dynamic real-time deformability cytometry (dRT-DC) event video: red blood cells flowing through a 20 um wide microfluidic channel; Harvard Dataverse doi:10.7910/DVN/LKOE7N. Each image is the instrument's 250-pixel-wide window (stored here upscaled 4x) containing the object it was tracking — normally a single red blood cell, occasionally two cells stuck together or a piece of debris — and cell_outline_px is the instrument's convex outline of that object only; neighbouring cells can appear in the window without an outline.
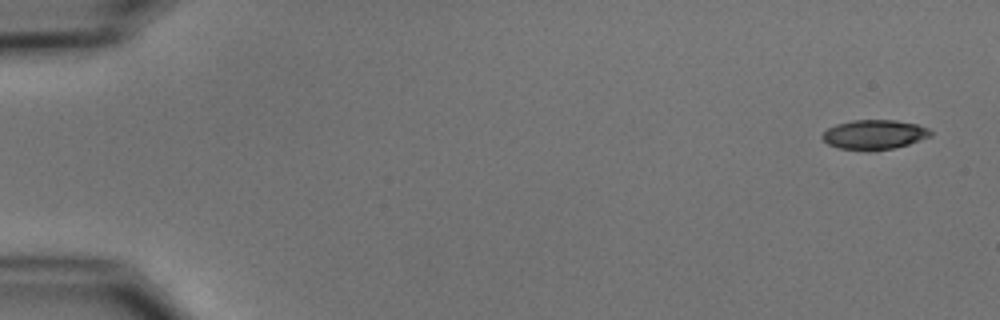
{"species": "common noctule bat (a hibernating species)", "species_latin": "Nyctalus noctula", "temperature_condition": "cold", "stored_images_in_passage": 53, "camera_frame_rate_fps": 3000, "um_per_image_px": 0.085, "animal": {"sex": "male", "body_mass_g": 15.6}, "frame": {"image": 1, "passage_image": 1, "time_ms": 0.0, "image_size_px": [1000, 320], "cell_outline_px": [[932, 136], [908, 144], [892, 148], [868, 152], [840, 148], [828, 144], [820, 136], [828, 128], [836, 124], [852, 120], [896, 120], [916, 124], [928, 128], [932, 132]], "centroid_in_image_um": [74.3, 11.45], "position_along_channel_um": 10.7, "area_um2": 18.79}}
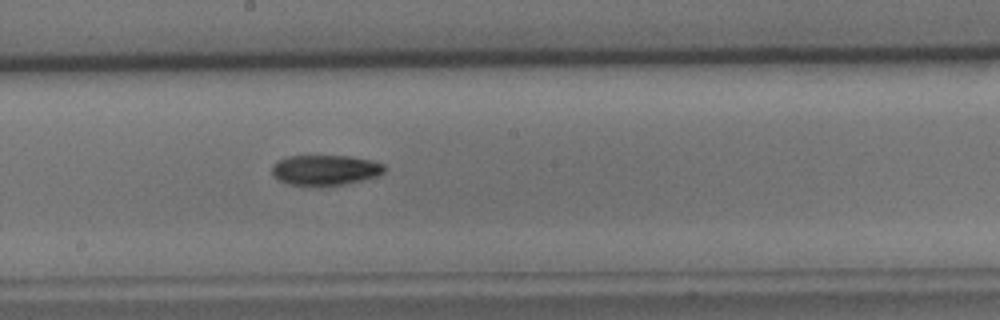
{"frame": {"image": 2, "passage_image": 29, "time_ms": 9.333, "image_size_px": [1000, 320], "cell_outline_px": [[388, 168], [380, 176], [344, 184], [320, 188], [288, 184], [272, 176], [272, 168], [280, 160], [288, 156], [348, 156], [372, 160], [384, 164]], "centroid_in_image_um": [27.69, 14.49], "position_along_channel_um": 220.5, "area_um2": 20.35}}
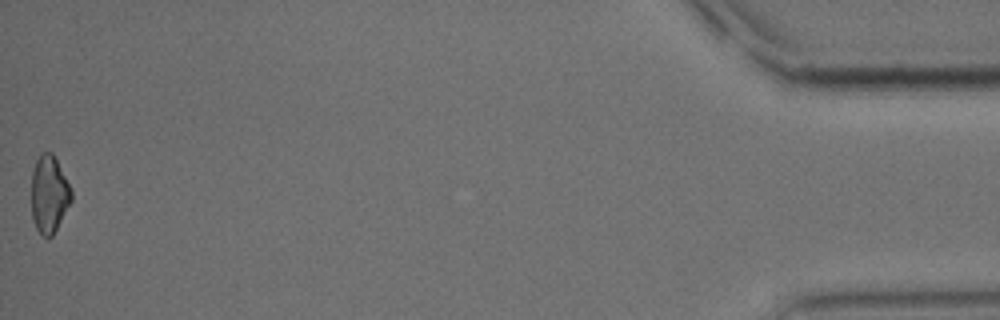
{"frame": {"image": 3, "passage_image": 53, "time_ms": 17.333, "image_size_px": [1000, 320], "cell_outline_px": [[72, 200], [52, 236], [44, 236], [36, 228], [32, 220], [32, 172], [36, 160], [40, 152], [52, 152], [72, 192]], "centroid_in_image_um": [4.16, 16.5], "position_along_channel_um": 431.0, "area_um2": 17.69}, "authors_computed_cell_mechanics": {"area_um2": 19.4786, "velocity_mm_per_s": 3.7388, "shape_relaxation_time_tau1_ms": 4.3063, "shape_relaxation_time_tau2_ms": null, "deformation_change_tau1": 0.1413, "deformation_change_tau2": null}}